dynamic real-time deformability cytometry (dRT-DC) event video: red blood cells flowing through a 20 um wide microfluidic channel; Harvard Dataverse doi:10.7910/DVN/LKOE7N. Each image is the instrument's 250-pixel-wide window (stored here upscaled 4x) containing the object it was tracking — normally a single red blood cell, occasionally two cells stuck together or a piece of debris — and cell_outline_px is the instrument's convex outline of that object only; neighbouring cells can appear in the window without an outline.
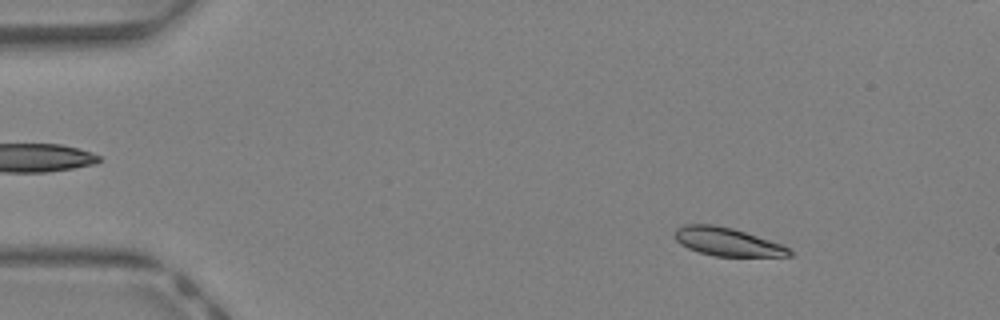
{"species": "Egyptian fruit bat (a non-hibernating species)", "species_latin": "Rousettus aegyptiacus", "temperature_condition": "warm", "stored_images_in_passage": 44, "segment_of_instrument_passage": [1, 2], "camera_frame_rate_fps": 3000, "um_per_image_px": 0.085, "animal": {"sex": "female"}, "frame": {"image": 1, "passage_image": 6, "time_ms": 1.667, "image_size_px": [1000, 320], "cell_outline_px": [[792, 256], [712, 256], [688, 248], [680, 244], [676, 240], [676, 228], [684, 224], [712, 224], [732, 228], [780, 244], [788, 248], [792, 252]], "centroid_in_image_um": [61.78, 20.55], "position_along_channel_um": 23.2, "area_um2": 18.55}}
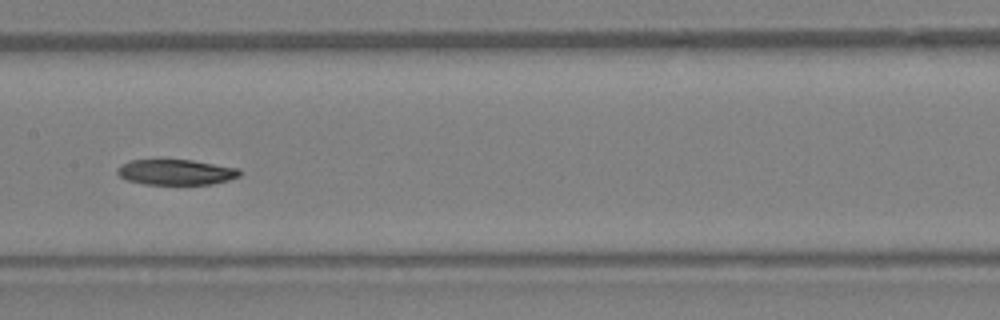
{"frame": {"image": 2, "passage_image": 22, "time_ms": 7.0, "image_size_px": [1000, 320], "cell_outline_px": [[244, 172], [240, 176], [228, 180], [212, 184], [144, 184], [124, 180], [116, 172], [116, 168], [132, 160], [192, 160], [240, 168]], "centroid_in_image_um": [14.99, 14.64], "position_along_channel_um": 192.4, "area_um2": 18.26}}
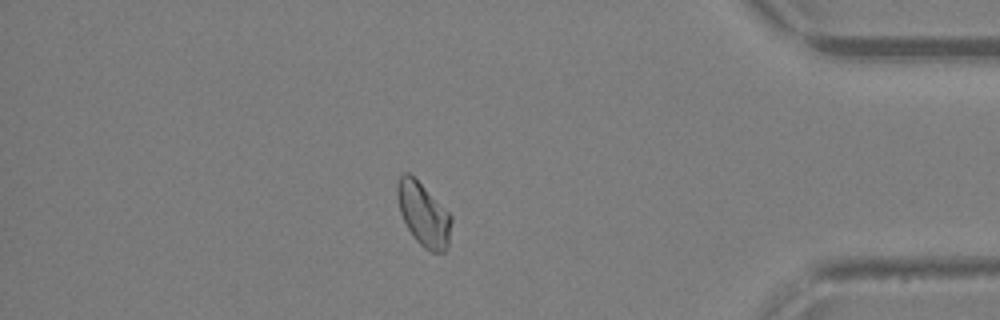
{"frame": {"image": 3, "passage_image": 37, "time_ms": 12.0, "image_size_px": [1000, 320], "cell_outline_px": [[452, 220], [448, 248], [444, 252], [432, 252], [424, 248], [412, 236], [400, 212], [396, 196], [396, 184], [400, 176], [404, 172], [408, 172], [452, 216]], "centroid_in_image_um": [35.98, 18.25], "position_along_channel_um": 399.2, "area_um2": 19.71}}